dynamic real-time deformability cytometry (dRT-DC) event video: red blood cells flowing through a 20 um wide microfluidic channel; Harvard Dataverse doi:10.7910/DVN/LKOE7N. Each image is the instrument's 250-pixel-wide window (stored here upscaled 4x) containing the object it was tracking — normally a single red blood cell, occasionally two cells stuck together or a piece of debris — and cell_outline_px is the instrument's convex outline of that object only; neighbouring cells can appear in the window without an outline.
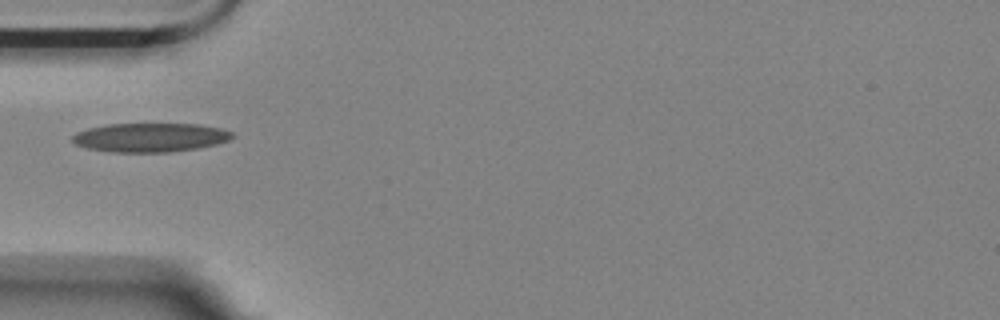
{"species": "Egyptian fruit bat (a non-hibernating species)", "species_latin": "Rousettus aegyptiacus", "temperature_condition": "room temperature", "stored_images_in_passage": 7, "camera_frame_rate_fps": 3000, "um_per_image_px": 0.085, "animal": {"sex": "female"}, "frame": {"image": 1, "passage_image": 3, "time_ms": 5.667, "image_size_px": [1000, 320], "cell_outline_px": [[236, 136], [228, 140], [216, 144], [196, 148], [168, 152], [112, 152], [88, 148], [76, 144], [72, 140], [72, 136], [76, 132], [88, 128], [108, 124], [200, 124], [220, 128], [232, 132]], "centroid_in_image_um": [12.77, 11.68], "position_along_channel_um": 72.2, "area_um2": 26.88}}
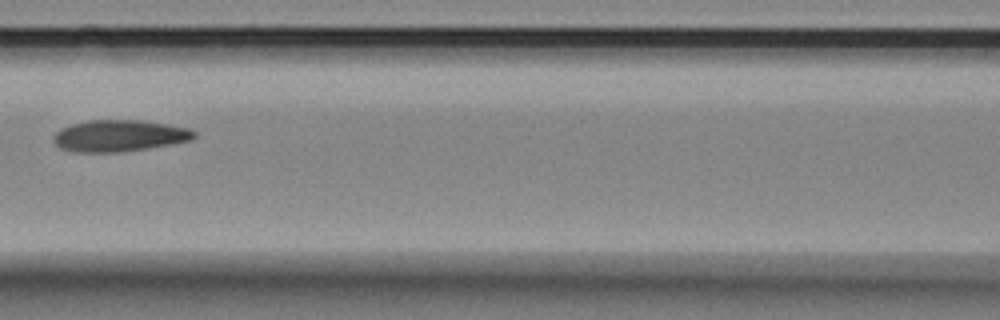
{"frame": {"image": 2, "passage_image": 5, "time_ms": 8.0, "image_size_px": [1000, 320], "cell_outline_px": [[196, 136], [192, 140], [148, 148], [120, 152], [72, 152], [60, 148], [52, 140], [52, 136], [60, 128], [72, 124], [88, 120], [144, 120], [168, 124], [188, 128], [196, 132]], "centroid_in_image_um": [10.12, 11.53], "position_along_channel_um": 156.5, "area_um2": 26.07}}
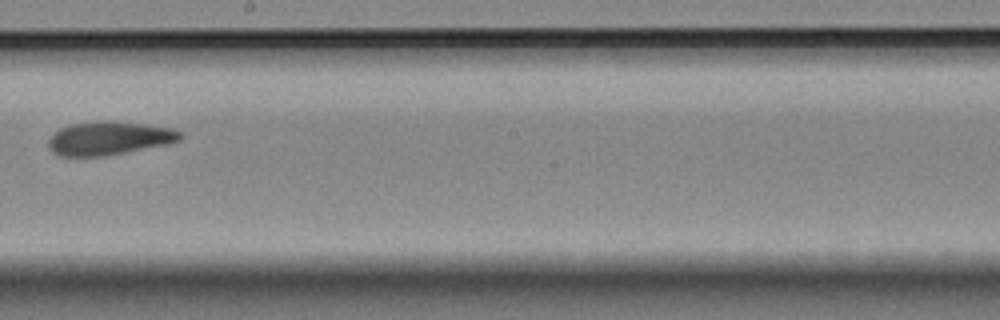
{"frame": {"image": 3, "passage_image": 7, "time_ms": 10.333, "image_size_px": [1000, 320], "cell_outline_px": [[184, 136], [180, 140], [168, 144], [104, 156], [60, 156], [52, 152], [48, 148], [48, 140], [60, 128], [72, 124], [96, 120], [112, 120], [148, 124], [172, 128], [184, 132]], "centroid_in_image_um": [9.31, 11.73], "position_along_channel_um": 238.9, "area_um2": 26.07}}